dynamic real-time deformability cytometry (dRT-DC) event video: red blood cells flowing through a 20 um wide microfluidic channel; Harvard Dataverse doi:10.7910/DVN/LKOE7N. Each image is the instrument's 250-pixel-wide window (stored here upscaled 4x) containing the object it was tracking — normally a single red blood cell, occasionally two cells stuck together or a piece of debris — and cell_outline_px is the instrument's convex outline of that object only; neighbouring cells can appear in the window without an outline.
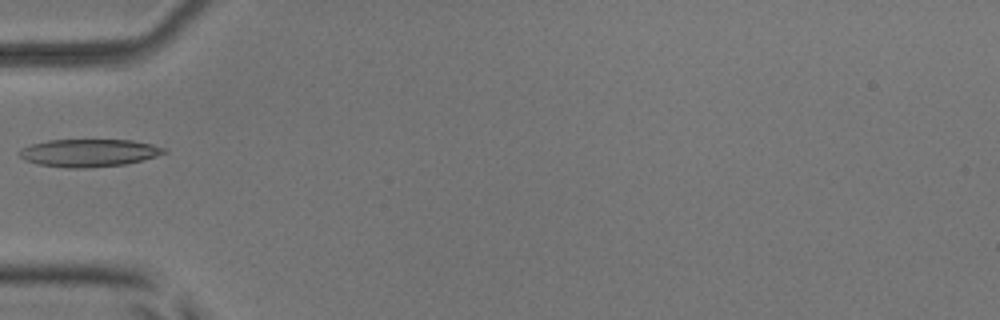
{"species": "common noctule bat (a hibernating species)", "species_latin": "Nyctalus noctula", "temperature_condition": "room temperature", "stored_images_in_passage": 6, "camera_frame_rate_fps": 3000, "um_per_image_px": 0.085, "animal": {"sex": "male", "body_mass_g": 17.9, "forearm_length_mm": 54.2}, "frame": {"image": 1, "passage_image": 5, "time_ms": 5.667, "image_size_px": [1000, 320], "cell_outline_px": [[168, 152], [156, 156], [124, 164], [84, 168], [68, 168], [36, 164], [24, 160], [16, 152], [20, 148], [32, 144], [48, 140], [132, 140], [152, 144], [164, 148]], "centroid_in_image_um": [7.5, 12.99], "position_along_channel_um": 77.5, "area_um2": 23.29}}
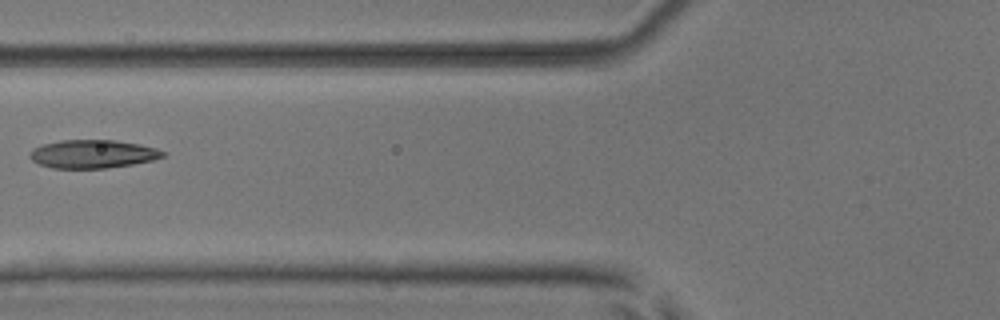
{"frame": {"image": 2, "passage_image": 6, "time_ms": 6.667, "image_size_px": [1000, 320], "cell_outline_px": [[168, 152], [164, 156], [152, 160], [132, 164], [104, 168], [52, 168], [40, 164], [32, 160], [28, 156], [28, 152], [32, 148], [40, 144], [60, 140], [116, 140], [140, 144], [156, 148]], "centroid_in_image_um": [7.85, 13.07], "position_along_channel_um": 118.0, "area_um2": 22.14}}